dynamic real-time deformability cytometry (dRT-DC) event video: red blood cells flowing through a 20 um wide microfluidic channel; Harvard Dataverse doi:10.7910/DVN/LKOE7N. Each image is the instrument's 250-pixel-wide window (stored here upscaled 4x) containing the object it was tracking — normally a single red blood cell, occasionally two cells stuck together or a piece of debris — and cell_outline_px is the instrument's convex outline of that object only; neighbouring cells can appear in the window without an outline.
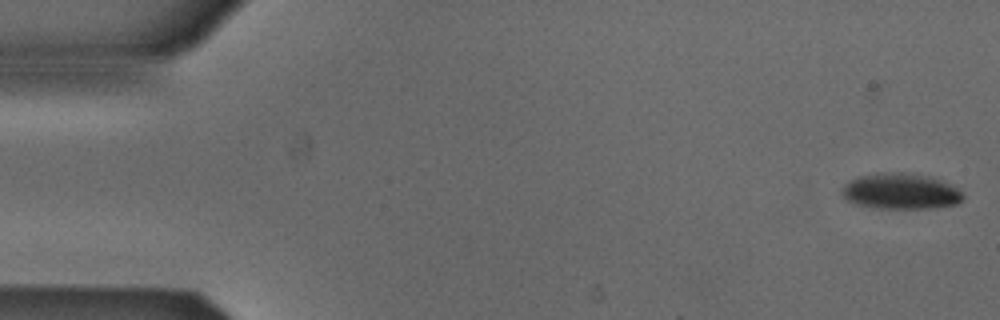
{"species": "Egyptian fruit bat (a non-hibernating species)", "species_latin": "Rousettus aegyptiacus", "temperature_condition": "cold", "stored_images_in_passage": 6, "segment_of_instrument_passage": [1, 2], "camera_frame_rate_fps": 3000, "um_per_image_px": 0.085, "animal": {"sex": "male"}, "frame": {"image": 1, "passage_image": 2, "time_ms": 0.333, "image_size_px": [1000, 320], "cell_outline_px": [[964, 196], [956, 204], [932, 208], [872, 208], [856, 204], [848, 200], [840, 192], [844, 184], [860, 176], [876, 172], [900, 172], [928, 176], [940, 180], [956, 188]], "centroid_in_image_um": [76.51, 16.26], "position_along_channel_um": 8.5, "area_um2": 25.09}}
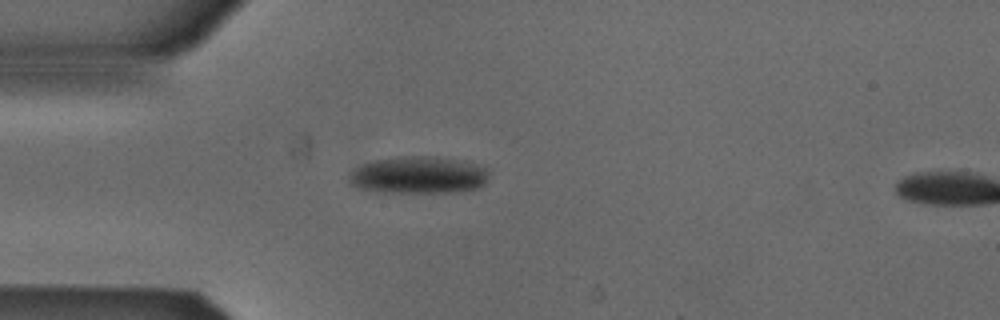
{"frame": {"image": 2, "passage_image": 5, "time_ms": 1.333, "image_size_px": [1000, 320], "cell_outline_px": [[488, 180], [480, 188], [460, 192], [376, 192], [356, 188], [348, 184], [348, 176], [360, 164], [376, 160], [404, 156], [436, 156], [476, 164], [488, 168]], "centroid_in_image_um": [35.56, 14.89], "position_along_channel_um": 49.4, "area_um2": 30.69}}